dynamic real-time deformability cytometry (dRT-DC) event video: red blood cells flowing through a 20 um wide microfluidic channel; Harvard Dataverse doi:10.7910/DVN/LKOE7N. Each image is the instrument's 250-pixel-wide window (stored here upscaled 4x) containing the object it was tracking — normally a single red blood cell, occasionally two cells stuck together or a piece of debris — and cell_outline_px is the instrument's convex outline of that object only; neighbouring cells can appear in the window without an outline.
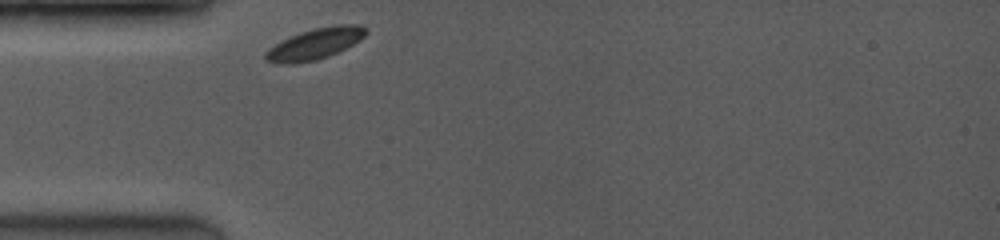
{"species": "common noctule bat (a hibernating species)", "species_latin": "Nyctalus noctula", "temperature_condition": "room temperature", "stored_images_in_passage": 35, "camera_frame_rate_fps": 3500, "um_per_image_px": 0.085, "animal": {"sex": "female", "body_mass_g": 19.0, "forearm_length_mm": 53.3}, "frame": {"image": 1, "passage_image": 1, "time_ms": 0.0, "image_size_px": [1000, 240], "cell_outline_px": [[368, 32], [360, 40], [328, 56], [316, 60], [296, 64], [276, 64], [264, 60], [264, 52], [268, 48], [300, 32], [316, 28], [336, 24], [360, 24], [368, 28]], "centroid_in_image_um": [26.77, 3.73], "position_along_channel_um": 58.2, "area_um2": 18.21}}
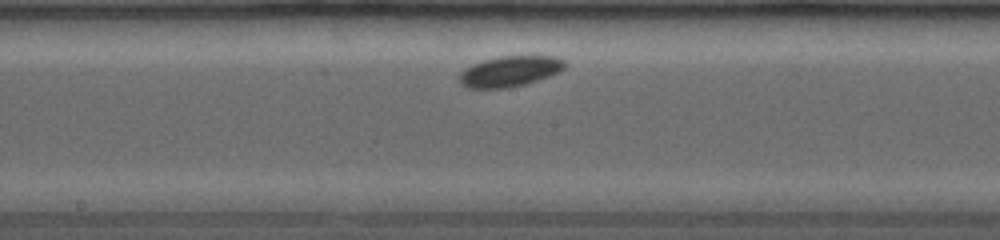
{"frame": {"image": 2, "passage_image": 17, "time_ms": 4.0, "image_size_px": [1000, 240], "cell_outline_px": [[568, 64], [560, 72], [524, 84], [504, 88], [468, 88], [460, 84], [460, 72], [464, 68], [472, 64], [496, 56], [556, 56], [564, 60]], "centroid_in_image_um": [43.34, 6.04], "position_along_channel_um": 204.9, "area_um2": 18.84}}
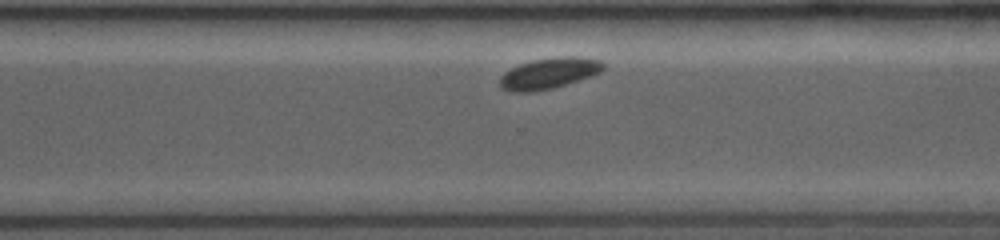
{"frame": {"image": 3, "passage_image": 32, "time_ms": 7.143, "image_size_px": [1000, 240], "cell_outline_px": [[604, 68], [600, 72], [552, 88], [532, 92], [512, 92], [500, 88], [500, 76], [504, 72], [520, 64], [532, 60], [560, 56], [576, 56], [600, 60], [604, 64]], "centroid_in_image_um": [46.62, 6.22], "position_along_channel_um": 324.0, "area_um2": 18.44}}